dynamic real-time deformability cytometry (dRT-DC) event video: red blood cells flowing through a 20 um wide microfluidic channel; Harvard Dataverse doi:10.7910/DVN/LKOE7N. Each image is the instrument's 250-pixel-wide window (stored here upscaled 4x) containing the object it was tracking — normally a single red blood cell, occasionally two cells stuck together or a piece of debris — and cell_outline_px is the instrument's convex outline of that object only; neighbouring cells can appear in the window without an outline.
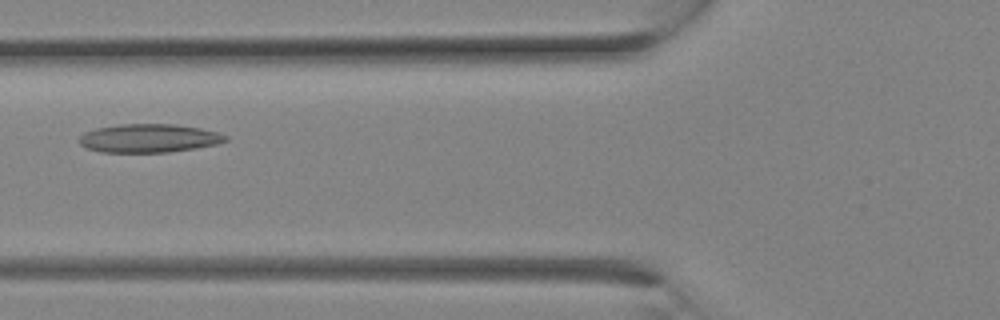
{"species": "Egyptian fruit bat (a non-hibernating species)", "species_latin": "Rousettus aegyptiacus", "temperature_condition": "room temperature", "stored_images_in_passage": 11, "camera_frame_rate_fps": 3000, "um_per_image_px": 0.085, "animal": {"sex": "female"}, "frame": {"image": 1, "passage_image": 10, "time_ms": 3.0, "image_size_px": [1000, 320], "cell_outline_px": [[228, 140], [216, 144], [196, 148], [168, 152], [100, 152], [84, 148], [80, 144], [80, 136], [84, 132], [96, 128], [120, 124], [176, 124], [200, 128], [216, 132], [228, 136]], "centroid_in_image_um": [12.64, 11.75], "position_along_channel_um": 113.2, "area_um2": 24.33}}